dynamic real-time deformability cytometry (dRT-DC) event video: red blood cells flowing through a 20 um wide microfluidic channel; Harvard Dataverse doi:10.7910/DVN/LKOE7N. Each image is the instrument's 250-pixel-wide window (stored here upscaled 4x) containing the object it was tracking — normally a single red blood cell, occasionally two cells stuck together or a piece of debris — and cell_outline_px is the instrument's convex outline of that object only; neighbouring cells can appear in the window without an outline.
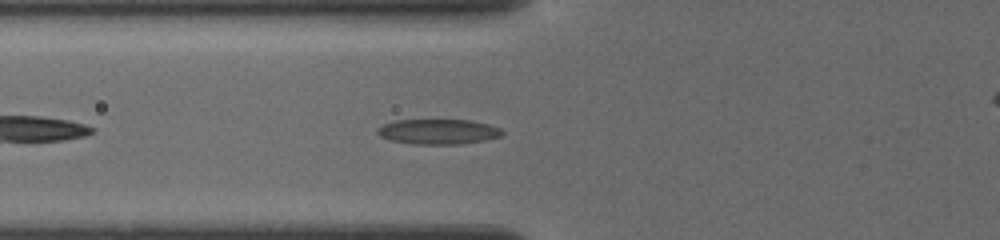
{"species": "common noctule bat (a hibernating species)", "species_latin": "Nyctalus noctula", "temperature_condition": "cold", "stored_images_in_passage": 47, "camera_frame_rate_fps": 3000, "um_per_image_px": 0.085, "animal": {"sex": "female", "body_mass_g": 19.5, "forearm_length_mm": 54.1}, "frame": {"image": 1, "passage_image": 8, "time_ms": 1.667, "image_size_px": [1000, 240], "cell_outline_px": [[504, 132], [500, 136], [484, 140], [460, 144], [412, 144], [388, 140], [380, 136], [376, 132], [384, 124], [396, 120], [472, 120], [488, 124], [500, 128]], "centroid_in_image_um": [37.24, 11.19], "position_along_channel_um": 88.6, "area_um2": 18.21}}
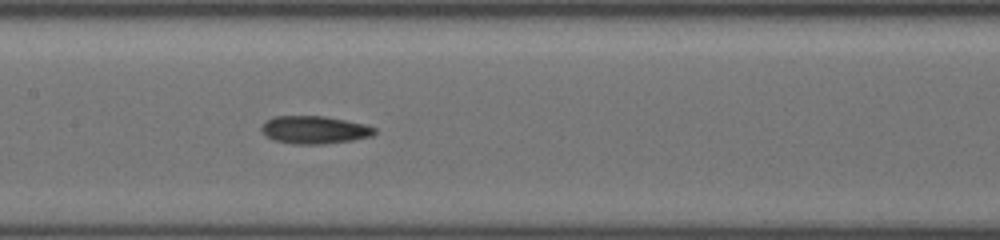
{"frame": {"image": 2, "passage_image": 17, "time_ms": 4.0, "image_size_px": [1000, 240], "cell_outline_px": [[376, 132], [372, 136], [352, 140], [324, 144], [292, 144], [272, 140], [260, 128], [264, 120], [272, 116], [324, 116], [364, 124], [376, 128]], "centroid_in_image_um": [26.7, 11.03], "position_along_channel_um": 180.7, "area_um2": 18.38}}
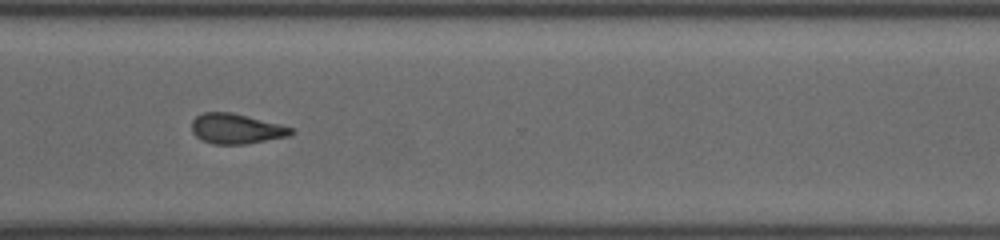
{"frame": {"image": 3, "passage_image": 34, "time_ms": 8.333, "image_size_px": [1000, 240], "cell_outline_px": [[296, 132], [292, 136], [248, 144], [212, 144], [196, 136], [192, 132], [192, 120], [196, 116], [204, 112], [232, 112], [292, 128]], "centroid_in_image_um": [20.1, 10.95], "position_along_channel_um": 350.5, "area_um2": 17.46}}